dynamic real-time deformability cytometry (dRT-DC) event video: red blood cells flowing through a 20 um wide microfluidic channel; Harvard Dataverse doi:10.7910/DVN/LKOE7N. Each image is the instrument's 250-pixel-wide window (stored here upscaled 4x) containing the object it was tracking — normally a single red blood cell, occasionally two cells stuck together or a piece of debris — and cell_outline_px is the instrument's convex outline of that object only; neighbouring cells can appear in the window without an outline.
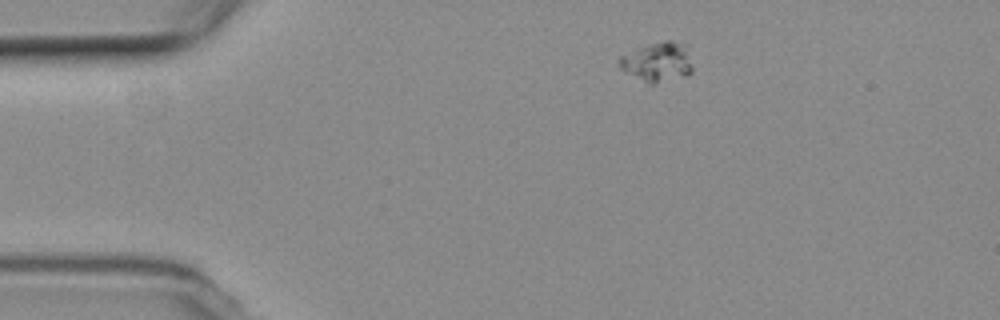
{"species": "common noctule bat (a hibernating species)", "species_latin": "Nyctalus noctula", "temperature_condition": "room temperature", "stored_images_in_passage": 2, "camera_frame_rate_fps": 3000, "um_per_image_px": 0.085, "animal": {"sex": "female", "body_mass_g": 19.3, "forearm_length_mm": 54.1}, "frame": {"image": 1, "passage_image": 1, "time_ms": 0.0, "image_size_px": [1000, 320], "cell_outline_px": [[692, 72], [688, 76], [656, 84], [648, 84], [620, 68], [616, 60], [620, 56], [640, 48], [664, 40], [672, 40], [688, 44], [692, 68]], "centroid_in_image_um": [55.95, 5.28], "position_along_channel_um": 29.1, "area_um2": 17.11}}